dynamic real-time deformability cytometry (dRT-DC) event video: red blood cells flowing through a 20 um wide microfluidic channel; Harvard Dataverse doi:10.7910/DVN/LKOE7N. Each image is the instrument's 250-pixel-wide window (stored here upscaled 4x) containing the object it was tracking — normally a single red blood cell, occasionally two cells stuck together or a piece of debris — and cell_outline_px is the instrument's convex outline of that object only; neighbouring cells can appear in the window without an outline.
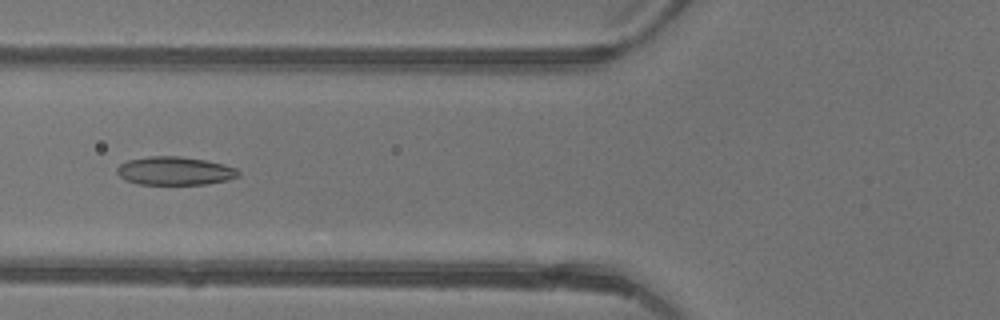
{"species": "common noctule bat (a hibernating species)", "species_latin": "Nyctalus noctula", "temperature_condition": "warm", "stored_images_in_passage": 46, "camera_frame_rate_fps": 3000, "um_per_image_px": 0.085, "animal": {"sex": "female"}, "frame": {"image": 1, "passage_image": 18, "time_ms": 5.667, "image_size_px": [1000, 320], "cell_outline_px": [[240, 176], [228, 180], [204, 184], [136, 184], [124, 180], [116, 172], [116, 168], [120, 164], [128, 160], [152, 156], [180, 156], [204, 160], [224, 164], [236, 168], [240, 172]], "centroid_in_image_um": [14.85, 14.53], "position_along_channel_um": 110.9, "area_um2": 20.11}}
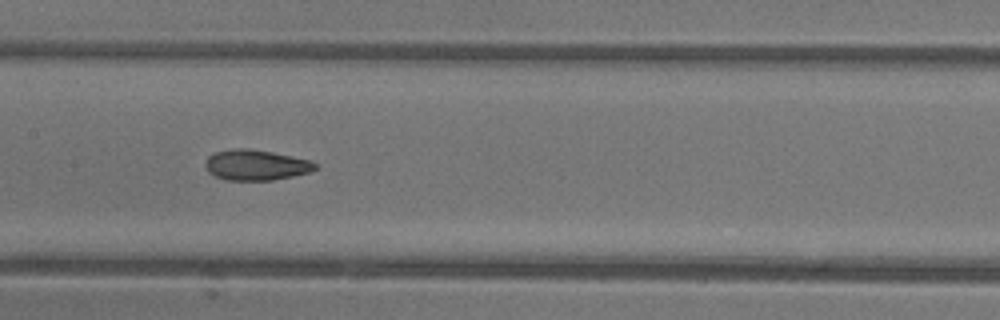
{"frame": {"image": 2, "passage_image": 23, "time_ms": 7.333, "image_size_px": [1000, 320], "cell_outline_px": [[316, 168], [308, 172], [292, 176], [272, 180], [228, 180], [216, 176], [208, 172], [204, 164], [208, 156], [216, 152], [236, 148], [248, 148], [272, 152], [308, 160], [316, 164]], "centroid_in_image_um": [21.71, 14.02], "position_along_channel_um": 185.7, "area_um2": 19.25}}
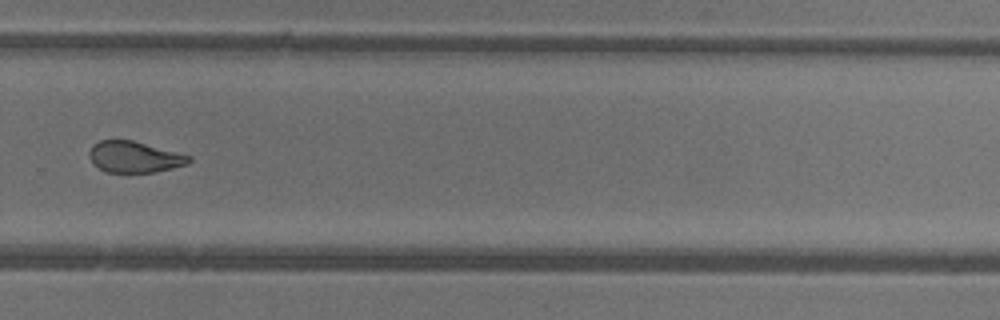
{"frame": {"image": 3, "passage_image": 32, "time_ms": 10.333, "image_size_px": [1000, 320], "cell_outline_px": [[192, 160], [188, 164], [156, 172], [108, 172], [92, 164], [88, 156], [88, 152], [92, 144], [100, 140], [132, 140], [192, 156]], "centroid_in_image_um": [11.41, 13.34], "position_along_channel_um": 318.4, "area_um2": 18.21}, "authors_computed_cell_mechanics": {"area_um2": 20.5768, "velocity_mm_per_s": 4.4582, "shape_relaxation_time_tau1_ms": 5.2231, "shape_relaxation_time_tau2_ms": 1.7525, "deformation_change_tau1": 0.1579, "deformation_change_tau2": 0.0829}}